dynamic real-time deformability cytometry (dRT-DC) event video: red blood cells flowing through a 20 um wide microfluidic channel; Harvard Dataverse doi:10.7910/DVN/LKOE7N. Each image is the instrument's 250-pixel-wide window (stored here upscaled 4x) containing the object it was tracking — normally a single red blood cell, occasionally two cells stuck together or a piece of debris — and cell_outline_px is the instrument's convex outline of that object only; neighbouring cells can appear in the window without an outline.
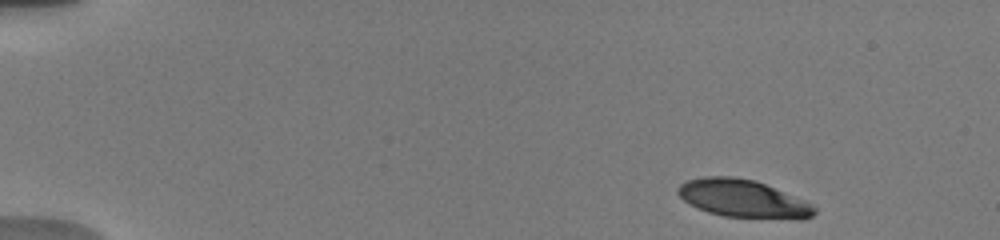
{"species": "human", "species_latin": "Homo sapiens", "temperature_condition": "warm", "stored_images_in_passage": 15, "camera_frame_rate_fps": 3000, "um_per_image_px": 0.085, "donor": {"sex": "male"}, "frame": {"image": 1, "passage_image": 3, "time_ms": 0.667, "image_size_px": [1000, 240], "cell_outline_px": [[816, 212], [812, 216], [804, 220], [800, 220], [724, 216], [708, 212], [688, 204], [676, 192], [676, 188], [680, 184], [688, 180], [704, 176], [732, 176], [756, 180], [804, 200], [812, 204], [816, 208]], "centroid_in_image_um": [63.17, 16.89], "position_along_channel_um": 21.8, "area_um2": 30.35}}
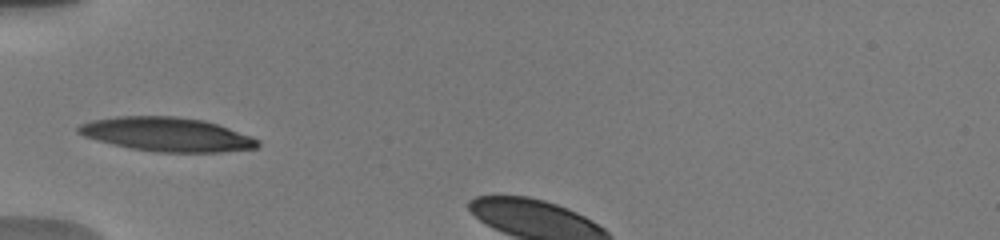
{"frame": {"image": 2, "passage_image": 13, "time_ms": 5.0, "image_size_px": [1000, 240], "cell_outline_px": [[260, 144], [256, 148], [220, 152], [156, 152], [132, 148], [112, 144], [84, 136], [76, 132], [76, 128], [80, 124], [92, 120], [116, 116], [176, 116], [204, 120], [252, 136], [260, 140]], "centroid_in_image_um": [14.18, 11.42], "position_along_channel_um": 70.8, "area_um2": 35.49}}